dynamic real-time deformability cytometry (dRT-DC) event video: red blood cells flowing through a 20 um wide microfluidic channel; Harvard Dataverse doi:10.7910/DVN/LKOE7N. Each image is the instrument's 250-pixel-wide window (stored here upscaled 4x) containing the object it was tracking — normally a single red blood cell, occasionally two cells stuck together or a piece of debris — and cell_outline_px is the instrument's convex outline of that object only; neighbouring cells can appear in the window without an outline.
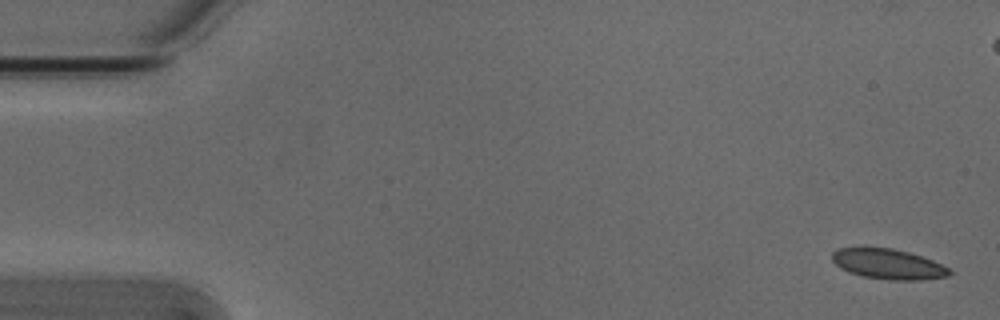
{"species": "Egyptian fruit bat (a non-hibernating species)", "species_latin": "Rousettus aegyptiacus", "temperature_condition": "cold", "stored_images_in_passage": 6, "camera_frame_rate_fps": 3000, "um_per_image_px": 0.085, "animal": {"sex": "male"}, "frame": {"image": 1, "passage_image": 1, "time_ms": 0.0, "image_size_px": [1000, 320], "cell_outline_px": [[952, 272], [948, 276], [920, 280], [888, 280], [864, 276], [848, 272], [840, 268], [832, 260], [832, 252], [840, 248], [864, 244], [892, 248], [908, 252], [932, 260], [948, 268]], "centroid_in_image_um": [75.41, 22.4], "position_along_channel_um": 9.6, "area_um2": 21.15}}
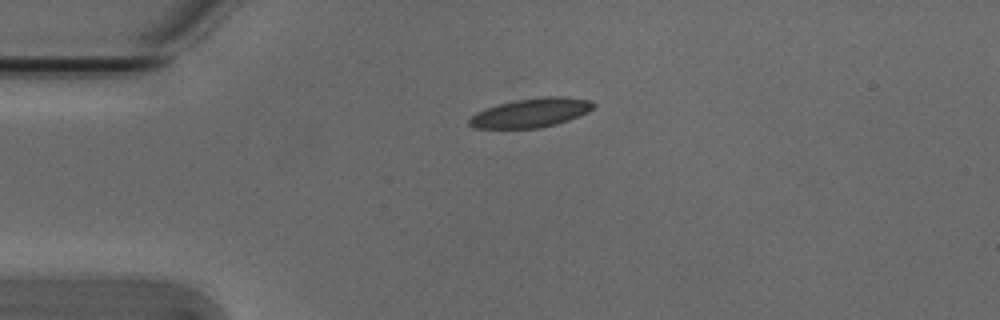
{"frame": {"image": 2, "passage_image": 6, "time_ms": 1.667, "image_size_px": [1000, 320], "cell_outline_px": [[596, 108], [580, 116], [556, 124], [540, 128], [472, 128], [468, 124], [468, 120], [476, 112], [512, 100], [544, 96], [564, 96], [592, 100], [596, 104]], "centroid_in_image_um": [45.19, 9.58], "position_along_channel_um": 39.8, "area_um2": 21.27}}